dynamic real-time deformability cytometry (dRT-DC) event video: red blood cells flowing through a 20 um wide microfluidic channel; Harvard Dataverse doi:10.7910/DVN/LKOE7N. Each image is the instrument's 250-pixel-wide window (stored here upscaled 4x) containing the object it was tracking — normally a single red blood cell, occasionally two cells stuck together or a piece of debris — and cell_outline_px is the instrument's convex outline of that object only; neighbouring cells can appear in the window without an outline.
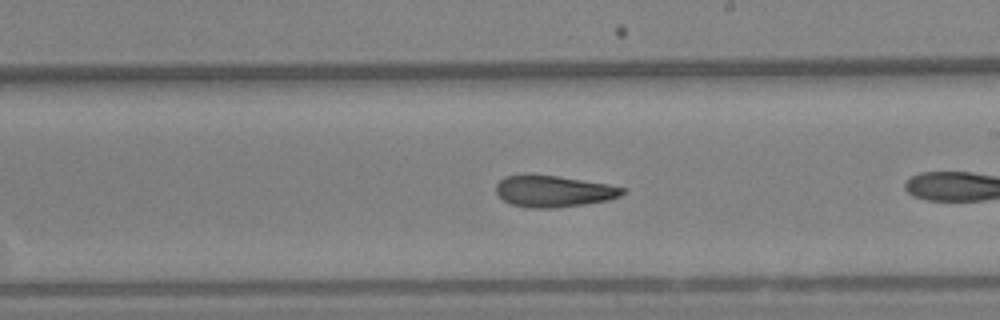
{"species": "Egyptian fruit bat (a non-hibernating species)", "species_latin": "Rousettus aegyptiacus", "temperature_condition": "warm", "stored_images_in_passage": 21, "camera_frame_rate_fps": 3000, "um_per_image_px": 0.085, "animal": {"sex": "female"}, "frame": {"image": 1, "passage_image": 12, "time_ms": 3.667, "image_size_px": [1000, 320], "cell_outline_px": [[624, 192], [620, 196], [608, 200], [584, 204], [552, 208], [528, 208], [512, 204], [504, 200], [496, 192], [496, 184], [504, 176], [556, 176], [608, 184], [624, 188]], "centroid_in_image_um": [47.06, 16.27], "position_along_channel_um": 241.9, "area_um2": 22.66}}
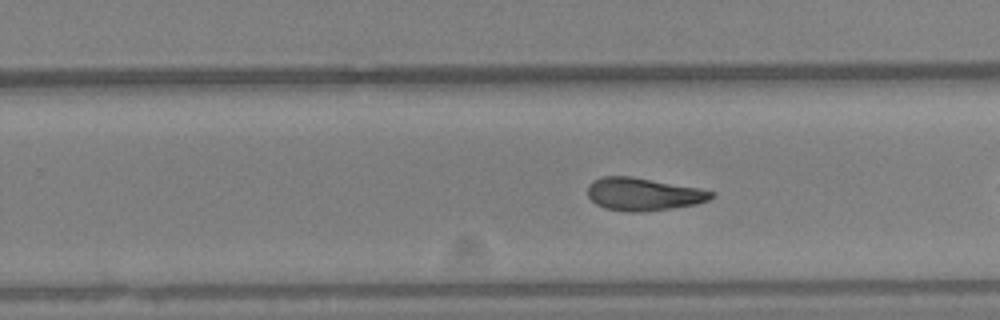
{"frame": {"image": 2, "passage_image": 15, "time_ms": 4.667, "image_size_px": [1000, 320], "cell_outline_px": [[716, 196], [708, 200], [696, 204], [672, 208], [640, 212], [628, 212], [604, 208], [596, 204], [588, 196], [588, 184], [604, 176], [632, 176], [696, 188], [716, 192]], "centroid_in_image_um": [54.68, 16.51], "position_along_channel_um": 275.1, "area_um2": 23.47}}